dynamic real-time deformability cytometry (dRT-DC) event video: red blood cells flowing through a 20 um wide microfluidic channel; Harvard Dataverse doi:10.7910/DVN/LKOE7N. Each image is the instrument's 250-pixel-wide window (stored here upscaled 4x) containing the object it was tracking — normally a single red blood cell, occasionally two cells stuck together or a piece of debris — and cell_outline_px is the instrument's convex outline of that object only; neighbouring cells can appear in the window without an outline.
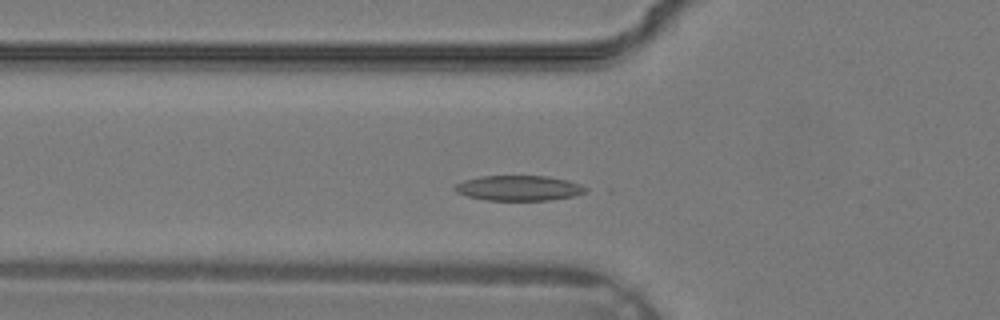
{"species": "common noctule bat (a hibernating species)", "species_latin": "Nyctalus noctula", "temperature_condition": "warm", "stored_images_in_passage": 22, "camera_frame_rate_fps": 3000, "um_per_image_px": 0.085, "animal": {"sex": "male", "body_mass_g": 19.2, "forearm_length_mm": 51.8}, "frame": {"image": 1, "passage_image": 5, "time_ms": 1.333, "image_size_px": [1000, 320], "cell_outline_px": [[588, 192], [572, 196], [548, 200], [488, 200], [468, 196], [456, 192], [452, 188], [456, 184], [464, 180], [480, 176], [548, 176], [568, 180], [580, 184], [588, 188]], "centroid_in_image_um": [44.11, 15.98], "position_along_channel_um": 81.7, "area_um2": 19.19}}
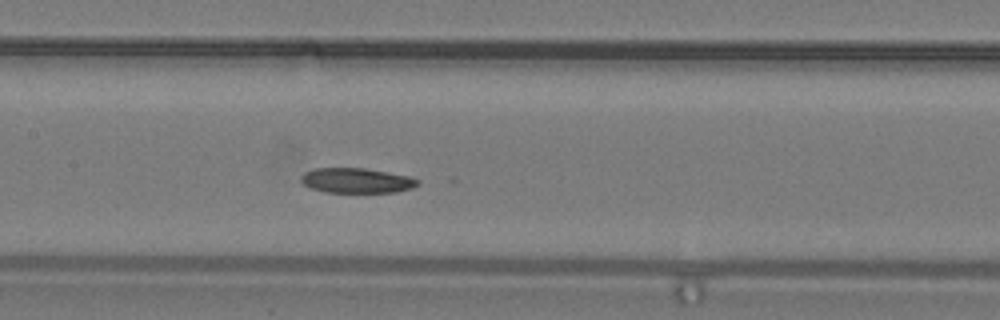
{"frame": {"image": 2, "passage_image": 10, "time_ms": 3.0, "image_size_px": [1000, 320], "cell_outline_px": [[420, 184], [412, 188], [396, 192], [324, 192], [312, 188], [304, 184], [300, 180], [300, 176], [304, 172], [316, 168], [364, 168], [388, 172], [408, 176], [420, 180]], "centroid_in_image_um": [30.32, 15.34], "position_along_channel_um": 177.1, "area_um2": 16.99}}
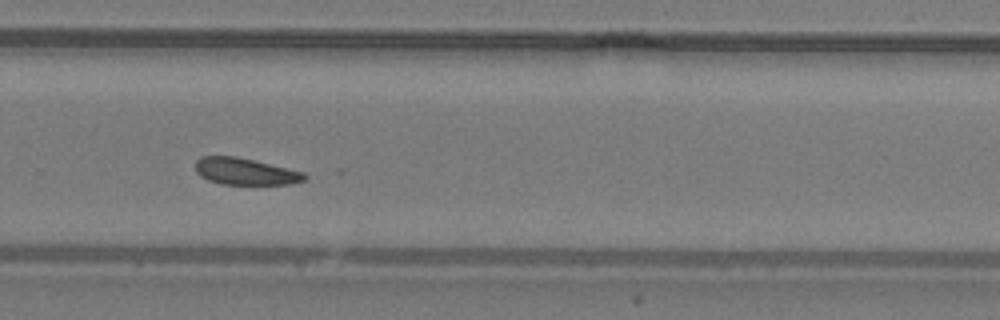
{"frame": {"image": 3, "passage_image": 17, "time_ms": 5.333, "image_size_px": [1000, 320], "cell_outline_px": [[308, 176], [304, 180], [288, 184], [220, 184], [208, 180], [200, 176], [196, 172], [196, 160], [200, 156], [236, 156], [304, 172]], "centroid_in_image_um": [20.81, 14.57], "position_along_channel_um": 309.0, "area_um2": 16.94}}